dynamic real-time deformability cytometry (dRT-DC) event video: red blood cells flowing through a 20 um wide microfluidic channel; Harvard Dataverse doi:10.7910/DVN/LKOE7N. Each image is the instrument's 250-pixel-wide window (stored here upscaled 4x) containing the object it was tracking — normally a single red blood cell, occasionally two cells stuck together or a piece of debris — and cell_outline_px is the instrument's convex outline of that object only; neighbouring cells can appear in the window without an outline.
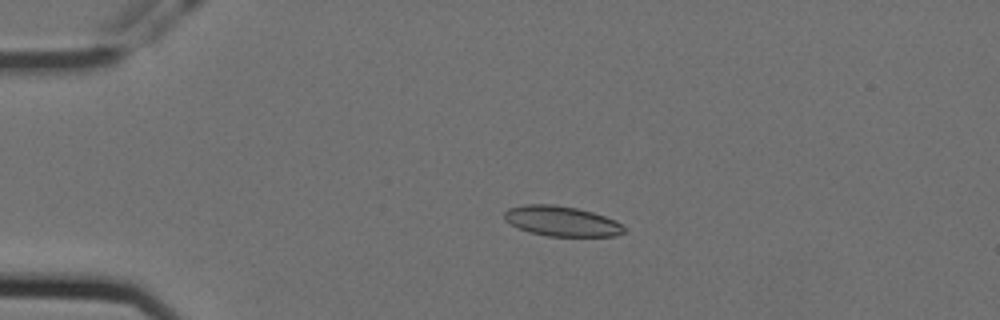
{"species": "Egyptian fruit bat (a non-hibernating species)", "species_latin": "Rousettus aegyptiacus", "temperature_condition": "cold", "stored_images_in_passage": 57, "camera_frame_rate_fps": 3000, "um_per_image_px": 0.085, "animal": {"sex": "female"}, "frame": {"image": 1, "passage_image": 13, "time_ms": 4.0, "image_size_px": [1000, 320], "cell_outline_px": [[624, 232], [616, 236], [548, 236], [528, 232], [504, 220], [504, 212], [508, 208], [524, 204], [552, 204], [576, 208], [592, 212], [616, 220], [624, 228]], "centroid_in_image_um": [47.71, 18.79], "position_along_channel_um": 37.3, "area_um2": 20.92}}
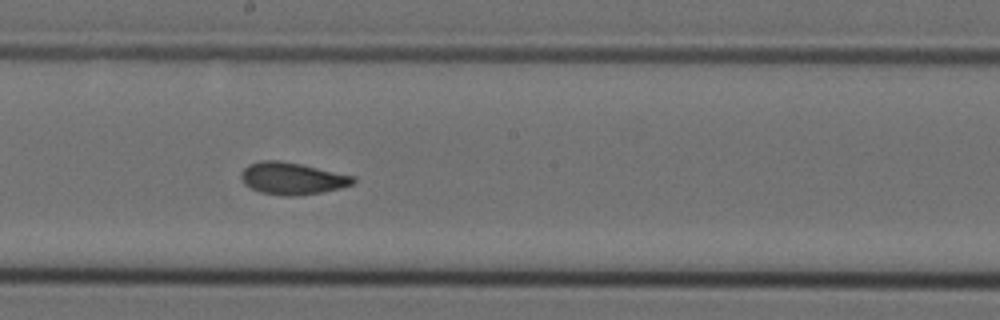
{"frame": {"image": 2, "passage_image": 32, "time_ms": 10.333, "image_size_px": [1000, 320], "cell_outline_px": [[356, 180], [352, 184], [340, 188], [320, 192], [296, 196], [284, 196], [260, 192], [244, 184], [240, 176], [240, 172], [248, 164], [260, 160], [280, 160], [300, 164], [352, 176]], "centroid_in_image_um": [24.77, 15.16], "position_along_channel_um": 223.4, "area_um2": 20.75}}
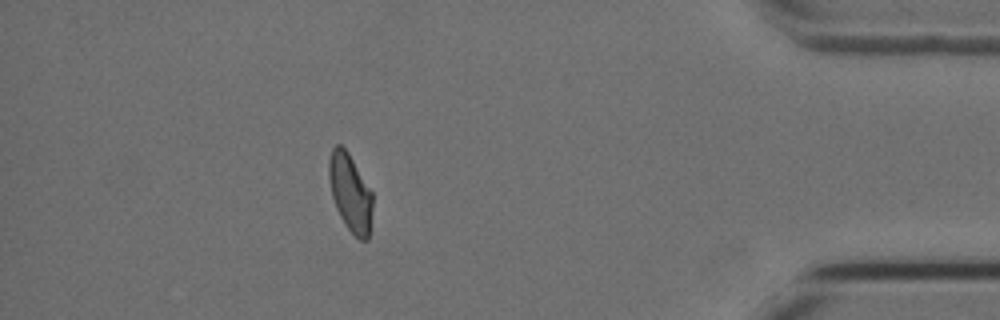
{"frame": {"image": 3, "passage_image": 51, "time_ms": 16.667, "image_size_px": [1000, 320], "cell_outline_px": [[372, 208], [368, 240], [360, 240], [348, 228], [340, 216], [336, 208], [332, 196], [328, 176], [328, 160], [332, 148], [336, 144], [340, 144], [348, 152], [372, 192]], "centroid_in_image_um": [29.75, 16.35], "position_along_channel_um": 405.4, "area_um2": 19.59}, "authors_computed_cell_mechanics": {"area_um2": 20.6924, "velocity_mm_per_s": 3.5607, "shape_relaxation_time_tau1_ms": 7.5785, "shape_relaxation_time_tau2_ms": 1.6383, "deformation_change_tau1": 0.1615, "deformation_change_tau2": 0.0569}}